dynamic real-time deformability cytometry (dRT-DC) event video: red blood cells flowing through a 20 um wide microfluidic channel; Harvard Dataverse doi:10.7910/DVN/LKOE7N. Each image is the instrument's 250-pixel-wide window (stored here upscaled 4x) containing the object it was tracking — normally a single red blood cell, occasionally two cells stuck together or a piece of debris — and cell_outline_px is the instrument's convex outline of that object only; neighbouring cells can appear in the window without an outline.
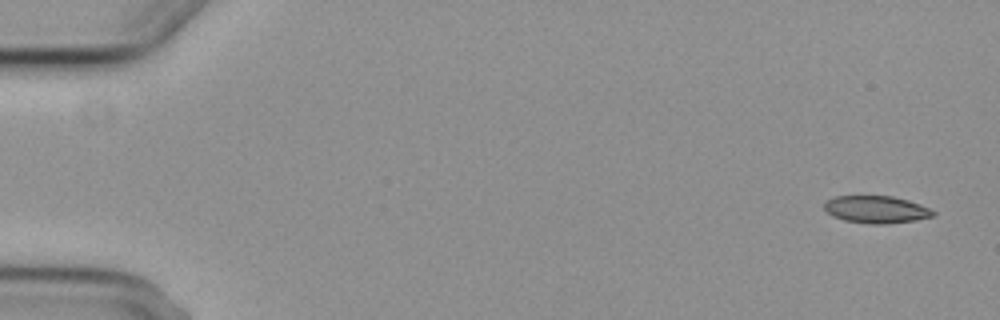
{"species": "common noctule bat (a hibernating species)", "species_latin": "Nyctalus noctula", "temperature_condition": "cold", "stored_images_in_passage": 3, "camera_frame_rate_fps": 3000, "um_per_image_px": 0.085, "animal": {"sex": "female", "body_mass_g": 29.2, "forearm_length_mm": 56.3}, "frame": {"image": 1, "passage_image": 1, "time_ms": 0.0, "image_size_px": [1000, 320], "cell_outline_px": [[936, 216], [916, 220], [888, 224], [868, 224], [844, 220], [832, 216], [824, 208], [824, 204], [828, 200], [836, 196], [892, 196], [908, 200], [920, 204], [936, 212]], "centroid_in_image_um": [74.51, 17.81], "position_along_channel_um": 10.5, "area_um2": 17.4}}